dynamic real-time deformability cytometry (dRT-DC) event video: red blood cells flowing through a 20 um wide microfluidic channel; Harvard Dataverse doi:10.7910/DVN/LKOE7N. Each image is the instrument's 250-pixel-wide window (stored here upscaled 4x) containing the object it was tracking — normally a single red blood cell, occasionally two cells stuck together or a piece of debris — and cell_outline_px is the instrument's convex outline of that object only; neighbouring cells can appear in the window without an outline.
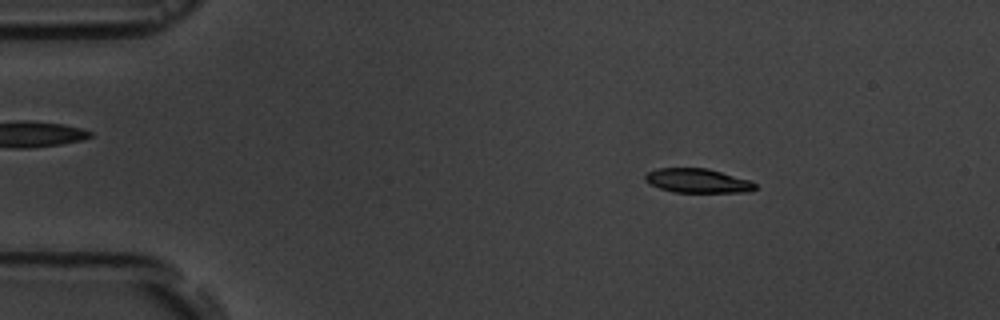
{"species": "common noctule bat (a hibernating species)", "species_latin": "Nyctalus noctula", "temperature_condition": "room temperature", "stored_images_in_passage": 4, "camera_frame_rate_fps": 3000, "um_per_image_px": 0.085, "animal": {"sex": "male", "body_mass_g": 19.5, "forearm_length_mm": 54.6}, "frame": {"image": 1, "passage_image": 2, "time_ms": 1.0, "image_size_px": [1000, 320], "cell_outline_px": [[756, 188], [752, 192], [672, 192], [648, 184], [644, 180], [644, 176], [648, 172], [656, 168], [708, 168], [752, 180], [756, 184]], "centroid_in_image_um": [59.31, 15.36], "position_along_channel_um": 25.7, "area_um2": 15.78}}